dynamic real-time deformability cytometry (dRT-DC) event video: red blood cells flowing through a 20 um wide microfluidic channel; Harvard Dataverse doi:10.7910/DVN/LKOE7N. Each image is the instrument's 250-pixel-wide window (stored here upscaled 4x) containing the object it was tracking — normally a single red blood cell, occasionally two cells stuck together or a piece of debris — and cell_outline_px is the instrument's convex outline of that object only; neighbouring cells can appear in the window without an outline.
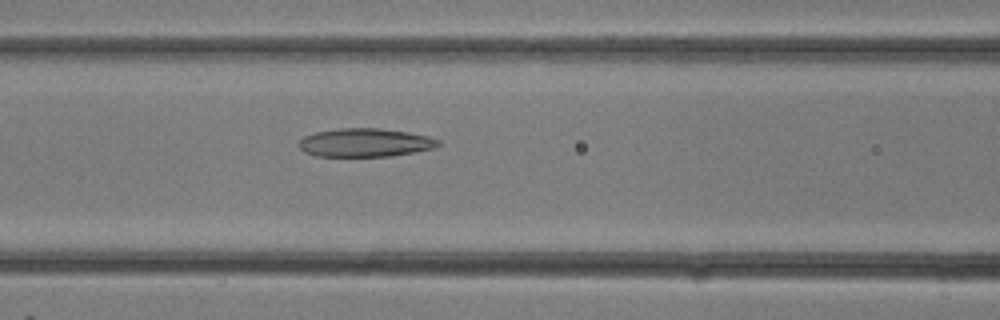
{"species": "common noctule bat (a hibernating species)", "species_latin": "Nyctalus noctula", "temperature_condition": "room temperature", "stored_images_in_passage": 19, "camera_frame_rate_fps": 3000, "um_per_image_px": 0.085, "animal": {"sex": "female"}, "frame": {"image": 1, "passage_image": 12, "time_ms": 3.667, "image_size_px": [1000, 320], "cell_outline_px": [[440, 144], [432, 148], [412, 152], [388, 156], [316, 156], [304, 152], [296, 144], [304, 136], [316, 132], [336, 128], [380, 128], [408, 132], [428, 136], [440, 140]], "centroid_in_image_um": [30.98, 12.11], "position_along_channel_um": 135.6, "area_um2": 23.06}}
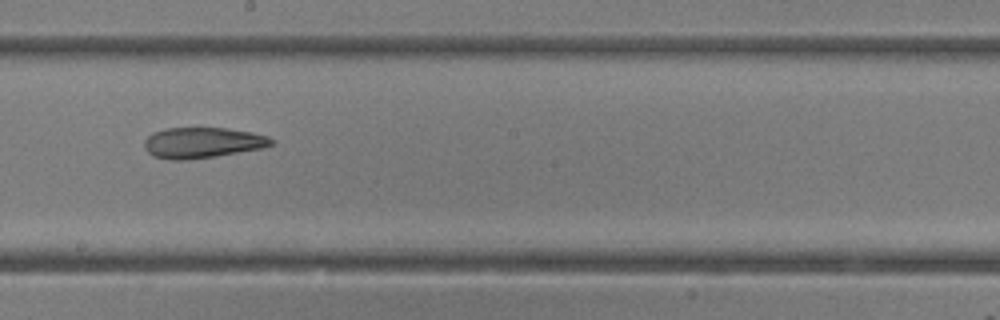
{"frame": {"image": 2, "passage_image": 16, "time_ms": 5.0, "image_size_px": [1000, 320], "cell_outline_px": [[276, 140], [272, 144], [264, 148], [216, 156], [188, 160], [168, 160], [152, 156], [144, 148], [144, 140], [152, 132], [168, 128], [224, 128], [252, 132], [268, 136]], "centroid_in_image_um": [17.2, 12.14], "position_along_channel_um": 231.0, "area_um2": 22.95}}
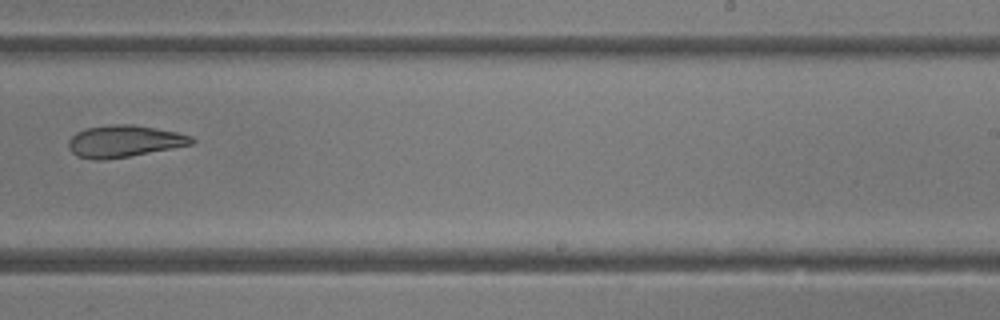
{"frame": {"image": 3, "passage_image": 18, "time_ms": 5.667, "image_size_px": [1000, 320], "cell_outline_px": [[196, 144], [128, 156], [104, 160], [92, 160], [76, 156], [68, 148], [68, 140], [76, 132], [84, 128], [112, 124], [132, 124], [156, 128], [176, 132], [192, 136], [196, 140]], "centroid_in_image_um": [10.55, 12.0], "position_along_channel_um": 278.5, "area_um2": 23.12}}